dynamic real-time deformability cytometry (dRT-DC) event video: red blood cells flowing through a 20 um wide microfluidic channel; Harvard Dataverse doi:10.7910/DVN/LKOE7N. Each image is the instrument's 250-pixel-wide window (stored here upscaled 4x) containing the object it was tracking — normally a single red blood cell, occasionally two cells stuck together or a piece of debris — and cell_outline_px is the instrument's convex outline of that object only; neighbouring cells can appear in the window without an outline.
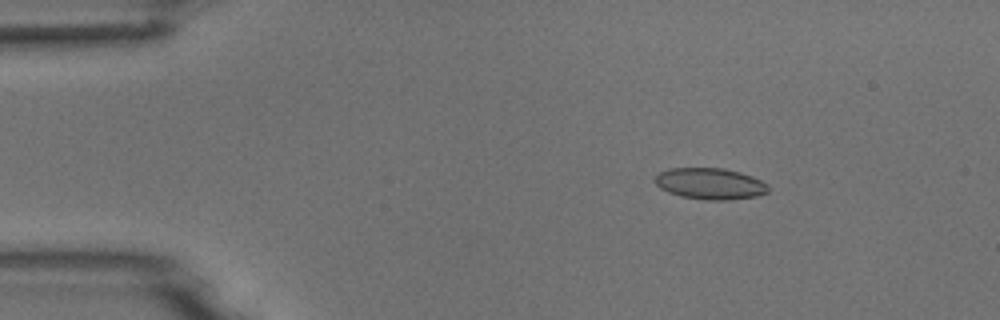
{"species": "common noctule bat (a hibernating species)", "species_latin": "Nyctalus noctula", "temperature_condition": "room temperature", "stored_images_in_passage": 5, "camera_frame_rate_fps": 3000, "um_per_image_px": 0.085, "animal": {"sex": "male", "body_mass_g": 18.8}, "frame": {"image": 1, "passage_image": 3, "time_ms": 2.333, "image_size_px": [1000, 320], "cell_outline_px": [[768, 192], [756, 196], [728, 200], [704, 200], [680, 196], [668, 192], [660, 188], [652, 180], [660, 172], [668, 168], [724, 168], [740, 172], [752, 176], [760, 180], [768, 188]], "centroid_in_image_um": [60.31, 15.61], "position_along_channel_um": 24.7, "area_um2": 20.69}}